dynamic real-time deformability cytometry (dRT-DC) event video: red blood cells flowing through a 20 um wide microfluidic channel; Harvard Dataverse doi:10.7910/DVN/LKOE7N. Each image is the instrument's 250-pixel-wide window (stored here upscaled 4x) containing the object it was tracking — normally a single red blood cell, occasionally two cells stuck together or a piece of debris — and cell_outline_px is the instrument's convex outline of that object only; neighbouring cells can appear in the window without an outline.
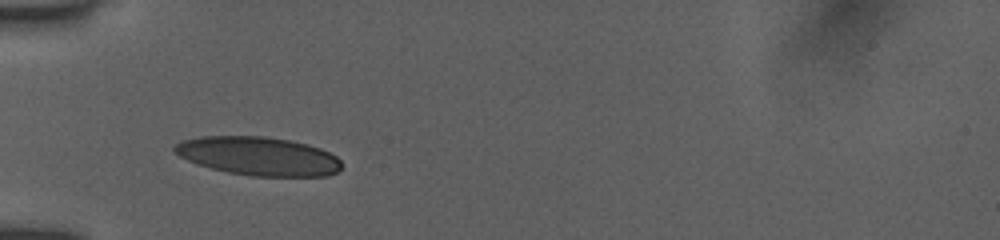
{"species": "human", "species_latin": "Homo sapiens", "temperature_condition": "room temperature", "stored_images_in_passage": 4, "camera_frame_rate_fps": 3000, "um_per_image_px": 0.085, "donor": {"sex": "female"}, "frame": {"image": 1, "passage_image": 3, "time_ms": 2.0, "image_size_px": [1000, 240], "cell_outline_px": [[340, 168], [336, 172], [328, 176], [252, 176], [228, 172], [212, 168], [188, 160], [172, 152], [172, 148], [180, 140], [200, 136], [264, 136], [288, 140], [308, 144], [320, 148], [336, 156], [340, 160]], "centroid_in_image_um": [21.94, 13.26], "position_along_channel_um": 63.1, "area_um2": 37.51}}